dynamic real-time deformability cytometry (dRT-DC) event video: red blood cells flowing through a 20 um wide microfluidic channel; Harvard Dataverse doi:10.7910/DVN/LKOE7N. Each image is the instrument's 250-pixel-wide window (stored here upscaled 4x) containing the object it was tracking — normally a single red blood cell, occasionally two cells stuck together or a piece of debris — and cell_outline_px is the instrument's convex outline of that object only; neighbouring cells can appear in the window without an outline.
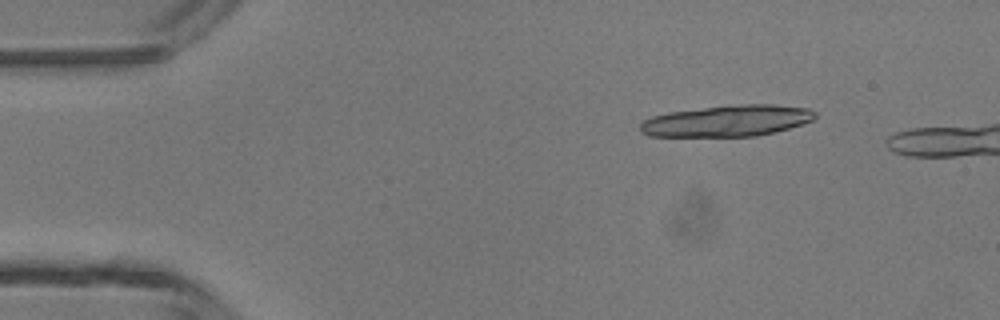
{"species": "common noctule bat (a hibernating species)", "species_latin": "Nyctalus noctula", "temperature_condition": "room temperature", "stored_images_in_passage": 4, "camera_frame_rate_fps": 3000, "um_per_image_px": 0.085, "animal": {"sex": "male", "body_mass_g": 13.3}, "frame": {"image": 1, "passage_image": 2, "time_ms": 1.333, "image_size_px": [1000, 320], "cell_outline_px": [[816, 116], [812, 120], [804, 124], [776, 132], [756, 136], [648, 136], [640, 132], [640, 124], [644, 120], [652, 116], [668, 112], [704, 108], [744, 104], [776, 104], [808, 108], [816, 112]], "centroid_in_image_um": [61.84, 10.27], "position_along_channel_um": 23.2, "area_um2": 31.91}}